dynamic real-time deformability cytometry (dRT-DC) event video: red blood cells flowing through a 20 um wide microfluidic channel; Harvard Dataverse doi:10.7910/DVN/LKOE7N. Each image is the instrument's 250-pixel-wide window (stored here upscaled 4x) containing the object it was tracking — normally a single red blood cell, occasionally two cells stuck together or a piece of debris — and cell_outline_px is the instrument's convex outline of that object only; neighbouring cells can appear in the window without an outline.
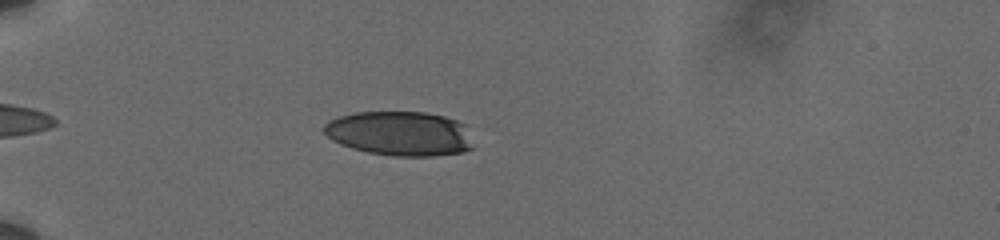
{"species": "human", "species_latin": "Homo sapiens", "temperature_condition": "cold", "stored_images_in_passage": 26, "camera_frame_rate_fps": 3000, "um_per_image_px": 0.085, "donor": {"sex": "male"}, "frame": {"image": 1, "passage_image": 4, "time_ms": 1.0, "image_size_px": [1000, 240], "cell_outline_px": [[476, 148], [464, 152], [432, 156], [396, 156], [368, 152], [352, 148], [340, 144], [332, 140], [324, 132], [324, 124], [328, 120], [340, 116], [356, 112], [424, 112], [444, 116], [468, 124]], "centroid_in_image_um": [34.08, 11.35], "position_along_channel_um": 50.9, "area_um2": 39.3}}
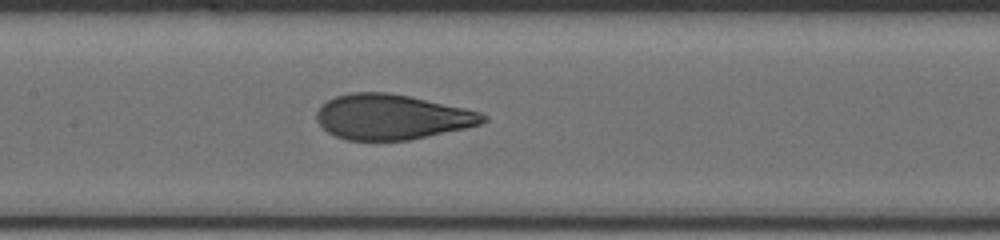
{"frame": {"image": 2, "passage_image": 16, "time_ms": 5.0, "image_size_px": [1000, 240], "cell_outline_px": [[488, 120], [480, 124], [464, 128], [408, 140], [348, 140], [336, 136], [328, 132], [316, 120], [316, 112], [320, 104], [336, 96], [352, 92], [388, 92], [408, 96], [464, 108], [480, 112], [488, 116]], "centroid_in_image_um": [33.27, 9.93], "position_along_channel_um": 174.1, "area_um2": 43.52}}
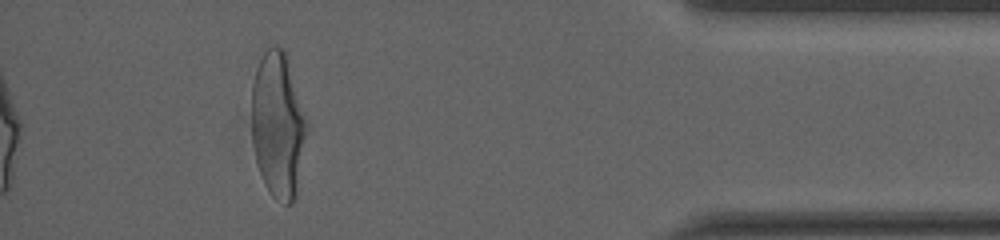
{"frame": {"image": 3, "passage_image": 26, "time_ms": 8.333, "image_size_px": [1000, 240], "cell_outline_px": [[308, 132], [296, 192], [292, 204], [284, 204], [276, 200], [272, 196], [264, 184], [256, 160], [252, 144], [252, 84], [256, 68], [264, 52], [268, 48], [284, 48], [308, 124]], "centroid_in_image_um": [23.63, 10.66], "position_along_channel_um": 411.6, "area_um2": 46.7}, "authors_computed_cell_mechanics": {"area_um2": 43.7546, "velocity_mm_per_s": 3.7161, "shape_relaxation_time_tau1_ms": null, "shape_relaxation_time_tau2_ms": 0.6861, "deformation_change_tau1": null, "deformation_change_tau2": 0.0724}}